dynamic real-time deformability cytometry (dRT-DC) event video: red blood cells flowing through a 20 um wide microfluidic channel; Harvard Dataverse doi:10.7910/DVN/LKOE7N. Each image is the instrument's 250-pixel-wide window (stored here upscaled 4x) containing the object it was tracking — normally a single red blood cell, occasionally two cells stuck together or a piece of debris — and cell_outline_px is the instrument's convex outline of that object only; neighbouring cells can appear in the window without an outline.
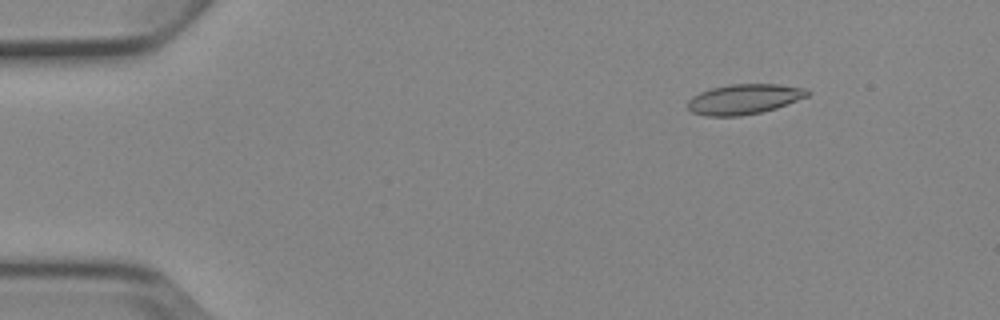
{"species": "Egyptian fruit bat (a non-hibernating species)", "species_latin": "Rousettus aegyptiacus", "temperature_condition": "cold", "stored_images_in_passage": 7, "camera_frame_rate_fps": 3000, "um_per_image_px": 0.085, "animal": {"sex": "female"}, "frame": {"image": 1, "passage_image": 2, "time_ms": 1.333, "image_size_px": [1000, 320], "cell_outline_px": [[812, 92], [808, 96], [776, 108], [760, 112], [740, 116], [704, 116], [692, 112], [688, 108], [688, 100], [692, 96], [708, 88], [728, 84], [776, 84], [804, 88]], "centroid_in_image_um": [63.22, 8.42], "position_along_channel_um": 21.8, "area_um2": 21.1}}
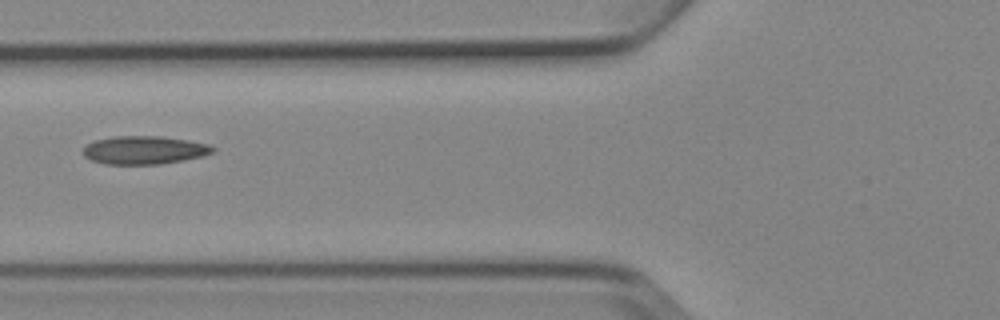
{"frame": {"image": 2, "passage_image": 6, "time_ms": 6.0, "image_size_px": [1000, 320], "cell_outline_px": [[216, 148], [212, 152], [204, 156], [184, 160], [160, 164], [104, 164], [92, 160], [84, 156], [84, 148], [88, 144], [96, 140], [112, 136], [160, 136], [188, 140], [208, 144]], "centroid_in_image_um": [12.28, 12.75], "position_along_channel_um": 113.5, "area_um2": 21.27}}
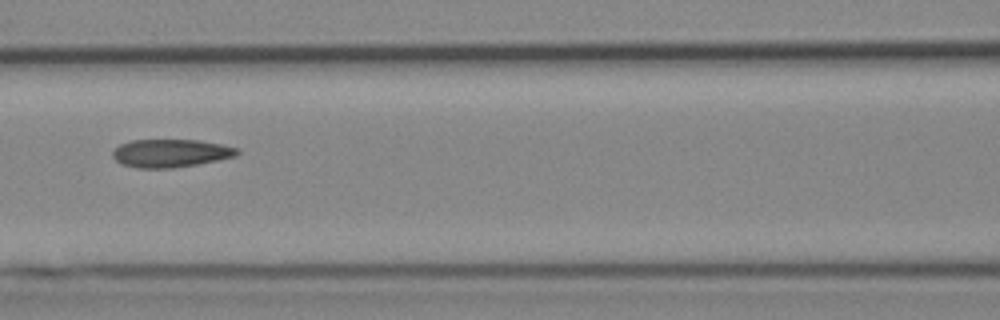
{"frame": {"image": 3, "passage_image": 7, "time_ms": 7.0, "image_size_px": [1000, 320], "cell_outline_px": [[240, 152], [236, 156], [196, 164], [172, 168], [136, 168], [120, 164], [112, 156], [112, 152], [120, 144], [132, 140], [200, 140], [220, 144], [236, 148]], "centroid_in_image_um": [14.46, 13.02], "position_along_channel_um": 152.1, "area_um2": 20.23}}